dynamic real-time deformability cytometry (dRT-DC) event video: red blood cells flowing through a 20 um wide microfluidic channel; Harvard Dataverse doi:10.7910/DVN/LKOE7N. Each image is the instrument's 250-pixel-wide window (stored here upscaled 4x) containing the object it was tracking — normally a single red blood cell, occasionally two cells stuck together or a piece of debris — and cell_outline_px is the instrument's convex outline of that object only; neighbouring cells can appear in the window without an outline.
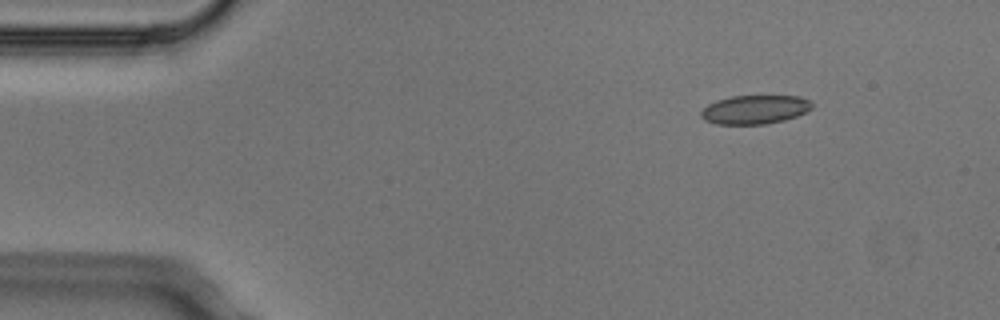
{"species": "Egyptian fruit bat (a non-hibernating species)", "species_latin": "Rousettus aegyptiacus", "temperature_condition": "cold", "stored_images_in_passage": 4, "camera_frame_rate_fps": 3000, "um_per_image_px": 0.085, "animal": {"sex": "male"}, "frame": {"image": 1, "passage_image": 2, "time_ms": 0.333, "image_size_px": [1000, 320], "cell_outline_px": [[812, 108], [796, 116], [784, 120], [764, 124], [716, 124], [704, 120], [700, 116], [700, 112], [708, 104], [716, 100], [732, 96], [800, 96], [808, 100], [812, 104]], "centroid_in_image_um": [64.12, 9.31], "position_along_channel_um": 20.9, "area_um2": 18.55}}